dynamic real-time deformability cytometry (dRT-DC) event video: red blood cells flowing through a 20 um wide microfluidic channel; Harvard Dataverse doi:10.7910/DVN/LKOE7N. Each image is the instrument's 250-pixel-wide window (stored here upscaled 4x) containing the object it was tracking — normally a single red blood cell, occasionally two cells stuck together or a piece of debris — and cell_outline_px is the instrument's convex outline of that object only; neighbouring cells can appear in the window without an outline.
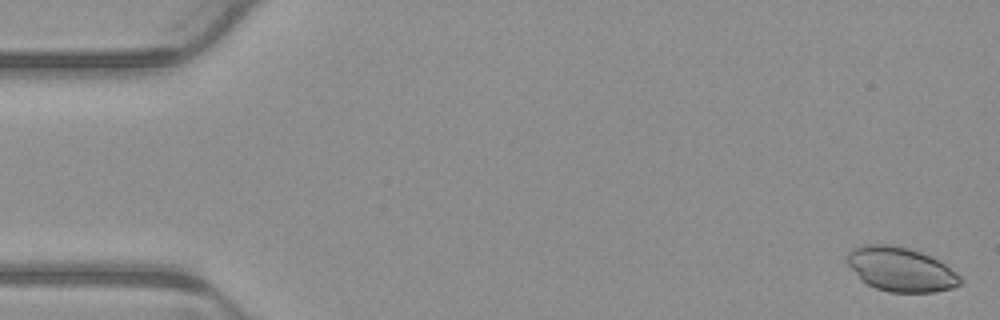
{"species": "common noctule bat (a hibernating species)", "species_latin": "Nyctalus noctula", "temperature_condition": "warm", "stored_images_in_passage": 5, "camera_frame_rate_fps": 3000, "um_per_image_px": 0.085, "animal": {"sex": "male", "body_mass_g": 23.1, "forearm_length_mm": 52.7}, "frame": {"image": 1, "passage_image": 1, "time_ms": 0.0, "image_size_px": [1000, 320], "cell_outline_px": [[964, 280], [960, 284], [952, 288], [936, 292], [888, 292], [876, 288], [860, 280], [848, 264], [848, 252], [852, 248], [860, 244], [892, 244], [908, 248], [920, 252], [944, 264], [956, 272]], "centroid_in_image_um": [76.55, 22.89], "position_along_channel_um": 8.5, "area_um2": 29.13}}